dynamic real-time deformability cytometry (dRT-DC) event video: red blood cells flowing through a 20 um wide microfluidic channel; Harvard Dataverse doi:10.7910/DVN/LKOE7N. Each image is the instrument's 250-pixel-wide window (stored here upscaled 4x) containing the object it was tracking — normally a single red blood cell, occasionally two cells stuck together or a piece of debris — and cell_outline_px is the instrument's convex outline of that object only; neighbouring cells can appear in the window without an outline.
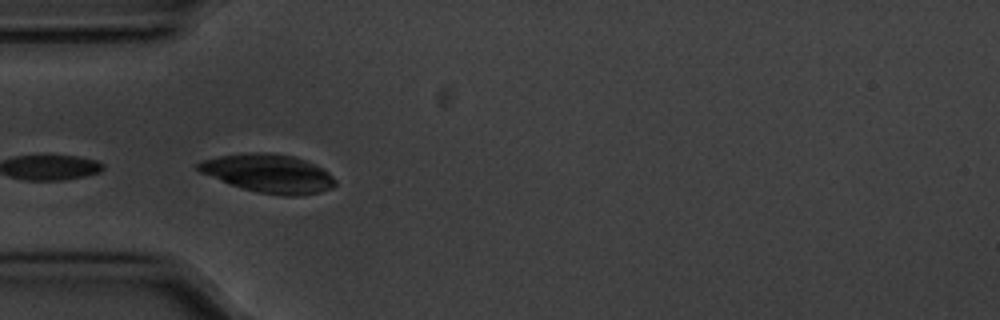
{"species": "common noctule bat (a hibernating species)", "species_latin": "Nyctalus noctula", "temperature_condition": "cold", "stored_images_in_passage": 56, "camera_frame_rate_fps": 3000, "um_per_image_px": 0.085, "animal": {"sex": "male", "body_mass_g": 20.1, "forearm_length_mm": 53.5}, "frame": {"image": 1, "passage_image": 17, "time_ms": 5.333, "image_size_px": [1000, 320], "cell_outline_px": [[336, 184], [332, 188], [320, 192], [300, 196], [284, 196], [256, 192], [220, 180], [200, 172], [196, 168], [196, 164], [200, 160], [220, 156], [248, 152], [264, 152], [292, 156], [304, 160], [328, 172], [336, 180]], "centroid_in_image_um": [22.82, 14.75], "position_along_channel_um": 62.2, "area_um2": 30.46}}
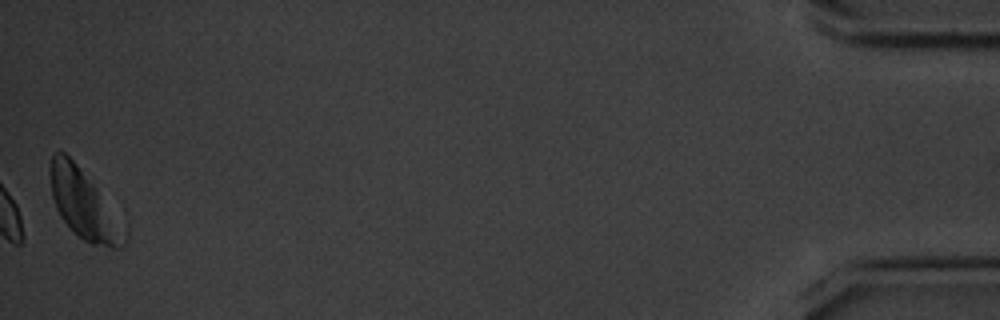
{"frame": {"image": 2, "passage_image": 56, "time_ms": 18.333, "image_size_px": [1000, 320], "cell_outline_px": [[128, 236], [124, 248], [112, 248], [92, 244], [84, 240], [72, 232], [60, 216], [56, 208], [52, 196], [48, 168], [48, 164], [52, 152], [60, 148], [80, 168], [128, 224]], "centroid_in_image_um": [7.18, 17.39], "position_along_channel_um": 428.0, "area_um2": 31.1}, "authors_computed_cell_mechanics": {"area_um2": 16.2129, "velocity_mm_per_s": 3.5307, "shape_relaxation_time_tau1_ms": 1.3337, "shape_relaxation_time_tau2_ms": null, "deformation_change_tau1": 0.0783, "deformation_change_tau2": null}}